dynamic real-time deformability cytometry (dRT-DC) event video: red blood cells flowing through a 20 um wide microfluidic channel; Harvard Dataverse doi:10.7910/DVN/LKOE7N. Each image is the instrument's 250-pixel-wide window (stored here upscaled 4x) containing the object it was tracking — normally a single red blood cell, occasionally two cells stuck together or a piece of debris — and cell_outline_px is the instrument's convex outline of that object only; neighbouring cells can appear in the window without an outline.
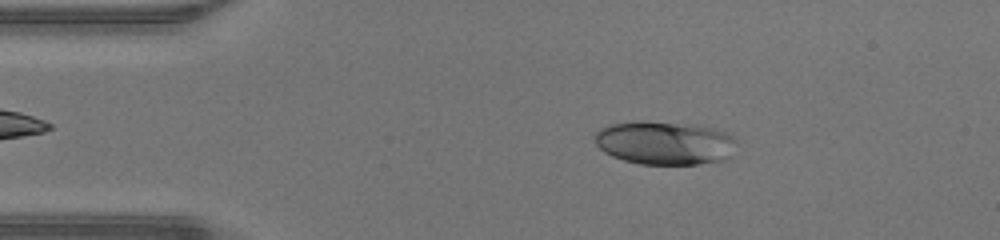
{"species": "human", "species_latin": "Homo sapiens", "temperature_condition": "warm", "stored_images_in_passage": 15, "camera_frame_rate_fps": 3000, "um_per_image_px": 0.085, "donor": {"sex": "male"}, "frame": {"image": 1, "passage_image": 7, "time_ms": 2.0, "image_size_px": [1000, 240], "cell_outline_px": [[736, 140], [728, 160], [696, 164], [640, 164], [624, 160], [612, 156], [604, 152], [596, 144], [596, 132], [600, 128], [608, 124], [692, 124], [712, 128], [724, 132], [732, 136]], "centroid_in_image_um": [56.53, 12.2], "position_along_channel_um": 28.5, "area_um2": 34.85}}
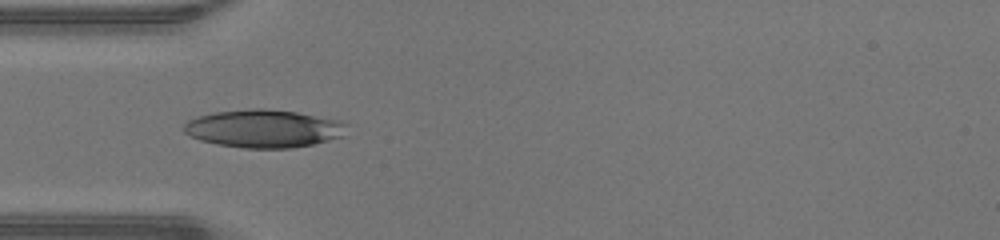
{"frame": {"image": 2, "passage_image": 13, "time_ms": 4.0, "image_size_px": [1000, 240], "cell_outline_px": [[348, 124], [340, 136], [312, 144], [292, 148], [244, 148], [216, 144], [200, 140], [184, 132], [184, 124], [188, 120], [200, 116], [216, 112], [256, 108], [264, 108], [296, 112], [340, 120]], "centroid_in_image_um": [22.4, 10.93], "position_along_channel_um": 62.6, "area_um2": 35.6}}